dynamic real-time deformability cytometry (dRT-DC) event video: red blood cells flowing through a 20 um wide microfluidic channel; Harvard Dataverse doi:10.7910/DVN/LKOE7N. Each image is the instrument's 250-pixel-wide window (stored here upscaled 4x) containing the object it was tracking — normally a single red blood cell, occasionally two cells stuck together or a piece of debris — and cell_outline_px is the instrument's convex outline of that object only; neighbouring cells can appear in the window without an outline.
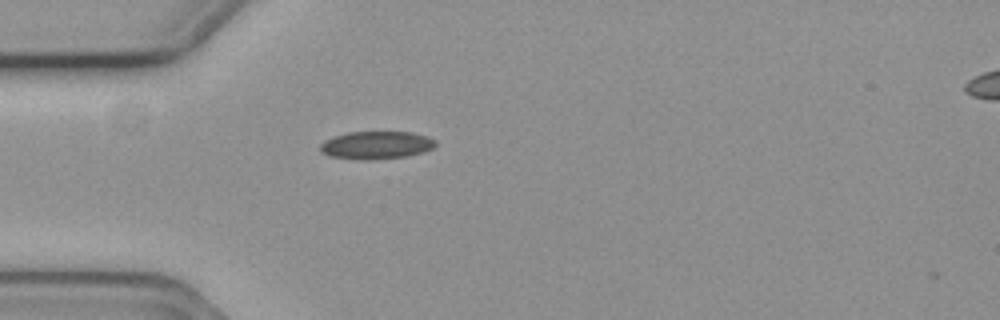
{"species": "common noctule bat (a hibernating species)", "species_latin": "Nyctalus noctula", "temperature_condition": "cold", "stored_images_in_passage": 5, "camera_frame_rate_fps": 3000, "um_per_image_px": 0.085, "animal": {"sex": "female", "body_mass_g": 19.3, "forearm_length_mm": 54.1}, "frame": {"image": 1, "passage_image": 1, "time_ms": 0.0, "image_size_px": [1000, 320], "cell_outline_px": [[436, 144], [432, 148], [424, 152], [404, 156], [368, 160], [328, 156], [320, 152], [320, 144], [324, 140], [332, 136], [348, 132], [412, 132], [428, 136], [436, 140]], "centroid_in_image_um": [31.96, 12.32], "position_along_channel_um": 53.0, "area_um2": 18.73}}